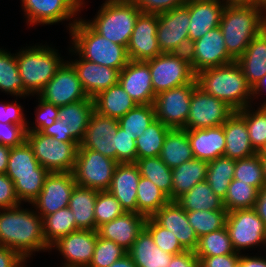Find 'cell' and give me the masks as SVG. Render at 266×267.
<instances>
[{"instance_id":"14","label":"cell","mask_w":266,"mask_h":267,"mask_svg":"<svg viewBox=\"0 0 266 267\" xmlns=\"http://www.w3.org/2000/svg\"><path fill=\"white\" fill-rule=\"evenodd\" d=\"M235 112L226 102L196 87L192 93L189 116L184 130L205 129L223 125Z\"/></svg>"},{"instance_id":"12","label":"cell","mask_w":266,"mask_h":267,"mask_svg":"<svg viewBox=\"0 0 266 267\" xmlns=\"http://www.w3.org/2000/svg\"><path fill=\"white\" fill-rule=\"evenodd\" d=\"M226 228L238 253L253 246H266V225L254 208L229 211Z\"/></svg>"},{"instance_id":"9","label":"cell","mask_w":266,"mask_h":267,"mask_svg":"<svg viewBox=\"0 0 266 267\" xmlns=\"http://www.w3.org/2000/svg\"><path fill=\"white\" fill-rule=\"evenodd\" d=\"M145 62L150 68L155 95L195 79L188 53H162Z\"/></svg>"},{"instance_id":"39","label":"cell","mask_w":266,"mask_h":267,"mask_svg":"<svg viewBox=\"0 0 266 267\" xmlns=\"http://www.w3.org/2000/svg\"><path fill=\"white\" fill-rule=\"evenodd\" d=\"M79 230L69 207L43 217V231L46 244L50 247L59 238Z\"/></svg>"},{"instance_id":"5","label":"cell","mask_w":266,"mask_h":267,"mask_svg":"<svg viewBox=\"0 0 266 267\" xmlns=\"http://www.w3.org/2000/svg\"><path fill=\"white\" fill-rule=\"evenodd\" d=\"M49 173L37 161L26 140L19 146L11 147L5 174L13 181L21 203L24 201L31 204L34 201Z\"/></svg>"},{"instance_id":"51","label":"cell","mask_w":266,"mask_h":267,"mask_svg":"<svg viewBox=\"0 0 266 267\" xmlns=\"http://www.w3.org/2000/svg\"><path fill=\"white\" fill-rule=\"evenodd\" d=\"M126 254L125 249L111 240L100 237L97 232V242L88 267H109Z\"/></svg>"},{"instance_id":"32","label":"cell","mask_w":266,"mask_h":267,"mask_svg":"<svg viewBox=\"0 0 266 267\" xmlns=\"http://www.w3.org/2000/svg\"><path fill=\"white\" fill-rule=\"evenodd\" d=\"M94 111L93 99H84L59 107L58 119L66 128V135L78 144L84 137L91 114Z\"/></svg>"},{"instance_id":"3","label":"cell","mask_w":266,"mask_h":267,"mask_svg":"<svg viewBox=\"0 0 266 267\" xmlns=\"http://www.w3.org/2000/svg\"><path fill=\"white\" fill-rule=\"evenodd\" d=\"M265 14L256 4L225 6L219 26L227 52L235 61L245 52L252 39L266 27Z\"/></svg>"},{"instance_id":"67","label":"cell","mask_w":266,"mask_h":267,"mask_svg":"<svg viewBox=\"0 0 266 267\" xmlns=\"http://www.w3.org/2000/svg\"><path fill=\"white\" fill-rule=\"evenodd\" d=\"M266 91V74L262 79L258 81V83L252 88L253 98L256 97L260 92ZM260 107H266V101L263 104H260Z\"/></svg>"},{"instance_id":"20","label":"cell","mask_w":266,"mask_h":267,"mask_svg":"<svg viewBox=\"0 0 266 267\" xmlns=\"http://www.w3.org/2000/svg\"><path fill=\"white\" fill-rule=\"evenodd\" d=\"M29 25L55 24L71 19L85 2L82 0H21ZM71 17V18H70Z\"/></svg>"},{"instance_id":"60","label":"cell","mask_w":266,"mask_h":267,"mask_svg":"<svg viewBox=\"0 0 266 267\" xmlns=\"http://www.w3.org/2000/svg\"><path fill=\"white\" fill-rule=\"evenodd\" d=\"M26 261L15 250L0 246V267H23Z\"/></svg>"},{"instance_id":"7","label":"cell","mask_w":266,"mask_h":267,"mask_svg":"<svg viewBox=\"0 0 266 267\" xmlns=\"http://www.w3.org/2000/svg\"><path fill=\"white\" fill-rule=\"evenodd\" d=\"M140 13L130 0H106L95 18L85 22L102 37L127 48Z\"/></svg>"},{"instance_id":"47","label":"cell","mask_w":266,"mask_h":267,"mask_svg":"<svg viewBox=\"0 0 266 267\" xmlns=\"http://www.w3.org/2000/svg\"><path fill=\"white\" fill-rule=\"evenodd\" d=\"M244 120L254 150L258 153L266 143V107L251 110V105L236 111Z\"/></svg>"},{"instance_id":"29","label":"cell","mask_w":266,"mask_h":267,"mask_svg":"<svg viewBox=\"0 0 266 267\" xmlns=\"http://www.w3.org/2000/svg\"><path fill=\"white\" fill-rule=\"evenodd\" d=\"M223 129L225 157L239 160L257 153L252 147L245 120L236 111L223 124Z\"/></svg>"},{"instance_id":"54","label":"cell","mask_w":266,"mask_h":267,"mask_svg":"<svg viewBox=\"0 0 266 267\" xmlns=\"http://www.w3.org/2000/svg\"><path fill=\"white\" fill-rule=\"evenodd\" d=\"M38 99L40 101H38L39 104L36 107V109L38 108L35 116L36 126L29 127V124H27L26 132H41L44 128L54 124L58 119L59 107L42 100L40 97Z\"/></svg>"},{"instance_id":"22","label":"cell","mask_w":266,"mask_h":267,"mask_svg":"<svg viewBox=\"0 0 266 267\" xmlns=\"http://www.w3.org/2000/svg\"><path fill=\"white\" fill-rule=\"evenodd\" d=\"M159 226L170 230L185 250L195 251L199 238L190 225L185 211L176 201H169L152 217Z\"/></svg>"},{"instance_id":"52","label":"cell","mask_w":266,"mask_h":267,"mask_svg":"<svg viewBox=\"0 0 266 267\" xmlns=\"http://www.w3.org/2000/svg\"><path fill=\"white\" fill-rule=\"evenodd\" d=\"M144 228L151 234L155 244L163 251L172 255L185 251L177 237L170 233V230L159 226L151 217L146 218Z\"/></svg>"},{"instance_id":"61","label":"cell","mask_w":266,"mask_h":267,"mask_svg":"<svg viewBox=\"0 0 266 267\" xmlns=\"http://www.w3.org/2000/svg\"><path fill=\"white\" fill-rule=\"evenodd\" d=\"M168 267H200L199 258L194 251L185 250L182 253L175 254Z\"/></svg>"},{"instance_id":"6","label":"cell","mask_w":266,"mask_h":267,"mask_svg":"<svg viewBox=\"0 0 266 267\" xmlns=\"http://www.w3.org/2000/svg\"><path fill=\"white\" fill-rule=\"evenodd\" d=\"M58 50L49 46H30L16 54L19 74L23 81V92L39 94L62 66L63 59Z\"/></svg>"},{"instance_id":"13","label":"cell","mask_w":266,"mask_h":267,"mask_svg":"<svg viewBox=\"0 0 266 267\" xmlns=\"http://www.w3.org/2000/svg\"><path fill=\"white\" fill-rule=\"evenodd\" d=\"M196 87L194 79L184 86L157 94L153 102L156 119L171 129H183L189 116L192 93Z\"/></svg>"},{"instance_id":"44","label":"cell","mask_w":266,"mask_h":267,"mask_svg":"<svg viewBox=\"0 0 266 267\" xmlns=\"http://www.w3.org/2000/svg\"><path fill=\"white\" fill-rule=\"evenodd\" d=\"M194 252L197 257H212L234 254L236 251L233 248L228 230L225 226L217 231L201 236Z\"/></svg>"},{"instance_id":"46","label":"cell","mask_w":266,"mask_h":267,"mask_svg":"<svg viewBox=\"0 0 266 267\" xmlns=\"http://www.w3.org/2000/svg\"><path fill=\"white\" fill-rule=\"evenodd\" d=\"M259 190L240 180L233 179L223 200L225 209L229 211L254 208Z\"/></svg>"},{"instance_id":"38","label":"cell","mask_w":266,"mask_h":267,"mask_svg":"<svg viewBox=\"0 0 266 267\" xmlns=\"http://www.w3.org/2000/svg\"><path fill=\"white\" fill-rule=\"evenodd\" d=\"M236 160L225 156L208 162L206 181L213 192L222 200L225 199L228 187L234 177Z\"/></svg>"},{"instance_id":"71","label":"cell","mask_w":266,"mask_h":267,"mask_svg":"<svg viewBox=\"0 0 266 267\" xmlns=\"http://www.w3.org/2000/svg\"><path fill=\"white\" fill-rule=\"evenodd\" d=\"M259 156H266V143L265 145L261 148V150L258 152Z\"/></svg>"},{"instance_id":"50","label":"cell","mask_w":266,"mask_h":267,"mask_svg":"<svg viewBox=\"0 0 266 267\" xmlns=\"http://www.w3.org/2000/svg\"><path fill=\"white\" fill-rule=\"evenodd\" d=\"M125 210L109 191H98L94 208L96 231L103 224L123 215Z\"/></svg>"},{"instance_id":"25","label":"cell","mask_w":266,"mask_h":267,"mask_svg":"<svg viewBox=\"0 0 266 267\" xmlns=\"http://www.w3.org/2000/svg\"><path fill=\"white\" fill-rule=\"evenodd\" d=\"M79 60L70 61L75 68L83 90L89 98L96 97L100 92L118 83L119 70L98 65L83 59L79 54Z\"/></svg>"},{"instance_id":"43","label":"cell","mask_w":266,"mask_h":267,"mask_svg":"<svg viewBox=\"0 0 266 267\" xmlns=\"http://www.w3.org/2000/svg\"><path fill=\"white\" fill-rule=\"evenodd\" d=\"M0 90L19 98L27 96L23 92L16 54L12 55L3 49H0Z\"/></svg>"},{"instance_id":"40","label":"cell","mask_w":266,"mask_h":267,"mask_svg":"<svg viewBox=\"0 0 266 267\" xmlns=\"http://www.w3.org/2000/svg\"><path fill=\"white\" fill-rule=\"evenodd\" d=\"M140 175L151 180L160 188L171 201L172 169L169 168L159 156L136 160Z\"/></svg>"},{"instance_id":"37","label":"cell","mask_w":266,"mask_h":267,"mask_svg":"<svg viewBox=\"0 0 266 267\" xmlns=\"http://www.w3.org/2000/svg\"><path fill=\"white\" fill-rule=\"evenodd\" d=\"M185 211L226 210L223 200L218 197L207 181L197 183L188 192L175 200Z\"/></svg>"},{"instance_id":"18","label":"cell","mask_w":266,"mask_h":267,"mask_svg":"<svg viewBox=\"0 0 266 267\" xmlns=\"http://www.w3.org/2000/svg\"><path fill=\"white\" fill-rule=\"evenodd\" d=\"M158 14L140 13L127 45L129 60L148 61L162 54L158 40Z\"/></svg>"},{"instance_id":"55","label":"cell","mask_w":266,"mask_h":267,"mask_svg":"<svg viewBox=\"0 0 266 267\" xmlns=\"http://www.w3.org/2000/svg\"><path fill=\"white\" fill-rule=\"evenodd\" d=\"M141 13L160 14L185 5L188 0H130Z\"/></svg>"},{"instance_id":"63","label":"cell","mask_w":266,"mask_h":267,"mask_svg":"<svg viewBox=\"0 0 266 267\" xmlns=\"http://www.w3.org/2000/svg\"><path fill=\"white\" fill-rule=\"evenodd\" d=\"M254 209L266 225V184L259 190Z\"/></svg>"},{"instance_id":"48","label":"cell","mask_w":266,"mask_h":267,"mask_svg":"<svg viewBox=\"0 0 266 267\" xmlns=\"http://www.w3.org/2000/svg\"><path fill=\"white\" fill-rule=\"evenodd\" d=\"M227 214V210L187 211L188 221L198 238L224 228L226 226Z\"/></svg>"},{"instance_id":"11","label":"cell","mask_w":266,"mask_h":267,"mask_svg":"<svg viewBox=\"0 0 266 267\" xmlns=\"http://www.w3.org/2000/svg\"><path fill=\"white\" fill-rule=\"evenodd\" d=\"M190 15L183 5L158 14L157 40L162 53H188Z\"/></svg>"},{"instance_id":"34","label":"cell","mask_w":266,"mask_h":267,"mask_svg":"<svg viewBox=\"0 0 266 267\" xmlns=\"http://www.w3.org/2000/svg\"><path fill=\"white\" fill-rule=\"evenodd\" d=\"M93 101L96 112L115 119L121 118L137 105L119 82L100 92Z\"/></svg>"},{"instance_id":"10","label":"cell","mask_w":266,"mask_h":267,"mask_svg":"<svg viewBox=\"0 0 266 267\" xmlns=\"http://www.w3.org/2000/svg\"><path fill=\"white\" fill-rule=\"evenodd\" d=\"M117 161L90 149H78L73 175L78 186L108 191Z\"/></svg>"},{"instance_id":"19","label":"cell","mask_w":266,"mask_h":267,"mask_svg":"<svg viewBox=\"0 0 266 267\" xmlns=\"http://www.w3.org/2000/svg\"><path fill=\"white\" fill-rule=\"evenodd\" d=\"M118 128V119L101 115L94 110L78 149H90L116 161Z\"/></svg>"},{"instance_id":"64","label":"cell","mask_w":266,"mask_h":267,"mask_svg":"<svg viewBox=\"0 0 266 267\" xmlns=\"http://www.w3.org/2000/svg\"><path fill=\"white\" fill-rule=\"evenodd\" d=\"M239 265L241 267H266V258L261 256H248V255H240Z\"/></svg>"},{"instance_id":"26","label":"cell","mask_w":266,"mask_h":267,"mask_svg":"<svg viewBox=\"0 0 266 267\" xmlns=\"http://www.w3.org/2000/svg\"><path fill=\"white\" fill-rule=\"evenodd\" d=\"M141 175L135 163H118L108 191L120 202L125 212L138 213L137 187Z\"/></svg>"},{"instance_id":"4","label":"cell","mask_w":266,"mask_h":267,"mask_svg":"<svg viewBox=\"0 0 266 267\" xmlns=\"http://www.w3.org/2000/svg\"><path fill=\"white\" fill-rule=\"evenodd\" d=\"M72 38L71 52L98 65L108 66L122 71L129 58L124 46L113 43L96 33L83 19L69 24Z\"/></svg>"},{"instance_id":"69","label":"cell","mask_w":266,"mask_h":267,"mask_svg":"<svg viewBox=\"0 0 266 267\" xmlns=\"http://www.w3.org/2000/svg\"><path fill=\"white\" fill-rule=\"evenodd\" d=\"M260 161L262 164L264 181L266 183V156H260Z\"/></svg>"},{"instance_id":"28","label":"cell","mask_w":266,"mask_h":267,"mask_svg":"<svg viewBox=\"0 0 266 267\" xmlns=\"http://www.w3.org/2000/svg\"><path fill=\"white\" fill-rule=\"evenodd\" d=\"M187 134L194 158L210 162L224 156L225 134L223 125L188 130Z\"/></svg>"},{"instance_id":"30","label":"cell","mask_w":266,"mask_h":267,"mask_svg":"<svg viewBox=\"0 0 266 267\" xmlns=\"http://www.w3.org/2000/svg\"><path fill=\"white\" fill-rule=\"evenodd\" d=\"M236 62L253 88L266 74V27L252 39Z\"/></svg>"},{"instance_id":"49","label":"cell","mask_w":266,"mask_h":267,"mask_svg":"<svg viewBox=\"0 0 266 267\" xmlns=\"http://www.w3.org/2000/svg\"><path fill=\"white\" fill-rule=\"evenodd\" d=\"M233 179L240 180L260 190L266 183L259 154L256 153L248 158L236 160Z\"/></svg>"},{"instance_id":"35","label":"cell","mask_w":266,"mask_h":267,"mask_svg":"<svg viewBox=\"0 0 266 267\" xmlns=\"http://www.w3.org/2000/svg\"><path fill=\"white\" fill-rule=\"evenodd\" d=\"M97 190L76 185L69 201L76 226L81 230L96 231L94 208Z\"/></svg>"},{"instance_id":"24","label":"cell","mask_w":266,"mask_h":267,"mask_svg":"<svg viewBox=\"0 0 266 267\" xmlns=\"http://www.w3.org/2000/svg\"><path fill=\"white\" fill-rule=\"evenodd\" d=\"M189 9V43L203 37L211 29L220 25L221 16L226 6L220 0H188Z\"/></svg>"},{"instance_id":"57","label":"cell","mask_w":266,"mask_h":267,"mask_svg":"<svg viewBox=\"0 0 266 267\" xmlns=\"http://www.w3.org/2000/svg\"><path fill=\"white\" fill-rule=\"evenodd\" d=\"M22 107L15 100L13 103L0 104V122L22 126L25 130L28 122L22 112Z\"/></svg>"},{"instance_id":"65","label":"cell","mask_w":266,"mask_h":267,"mask_svg":"<svg viewBox=\"0 0 266 267\" xmlns=\"http://www.w3.org/2000/svg\"><path fill=\"white\" fill-rule=\"evenodd\" d=\"M11 147L0 144V174L6 173Z\"/></svg>"},{"instance_id":"66","label":"cell","mask_w":266,"mask_h":267,"mask_svg":"<svg viewBox=\"0 0 266 267\" xmlns=\"http://www.w3.org/2000/svg\"><path fill=\"white\" fill-rule=\"evenodd\" d=\"M109 267H137V266L134 264L131 256L127 253Z\"/></svg>"},{"instance_id":"58","label":"cell","mask_w":266,"mask_h":267,"mask_svg":"<svg viewBox=\"0 0 266 267\" xmlns=\"http://www.w3.org/2000/svg\"><path fill=\"white\" fill-rule=\"evenodd\" d=\"M21 205L13 181L5 174H0V209Z\"/></svg>"},{"instance_id":"17","label":"cell","mask_w":266,"mask_h":267,"mask_svg":"<svg viewBox=\"0 0 266 267\" xmlns=\"http://www.w3.org/2000/svg\"><path fill=\"white\" fill-rule=\"evenodd\" d=\"M77 183L72 172L49 173L40 194L31 203L43 218L69 206Z\"/></svg>"},{"instance_id":"36","label":"cell","mask_w":266,"mask_h":267,"mask_svg":"<svg viewBox=\"0 0 266 267\" xmlns=\"http://www.w3.org/2000/svg\"><path fill=\"white\" fill-rule=\"evenodd\" d=\"M159 157L171 169L193 159L187 130L171 129L165 137Z\"/></svg>"},{"instance_id":"68","label":"cell","mask_w":266,"mask_h":267,"mask_svg":"<svg viewBox=\"0 0 266 267\" xmlns=\"http://www.w3.org/2000/svg\"><path fill=\"white\" fill-rule=\"evenodd\" d=\"M222 2L225 3L226 5H229V4H256L257 0H222Z\"/></svg>"},{"instance_id":"15","label":"cell","mask_w":266,"mask_h":267,"mask_svg":"<svg viewBox=\"0 0 266 267\" xmlns=\"http://www.w3.org/2000/svg\"><path fill=\"white\" fill-rule=\"evenodd\" d=\"M42 100L61 107L84 99H92L87 96L77 72L69 61H64L57 70L55 76L45 85L37 95Z\"/></svg>"},{"instance_id":"70","label":"cell","mask_w":266,"mask_h":267,"mask_svg":"<svg viewBox=\"0 0 266 267\" xmlns=\"http://www.w3.org/2000/svg\"><path fill=\"white\" fill-rule=\"evenodd\" d=\"M256 5L266 13V0H257Z\"/></svg>"},{"instance_id":"8","label":"cell","mask_w":266,"mask_h":267,"mask_svg":"<svg viewBox=\"0 0 266 267\" xmlns=\"http://www.w3.org/2000/svg\"><path fill=\"white\" fill-rule=\"evenodd\" d=\"M26 141L37 161L50 173L73 172L79 148L77 142L58 141L38 131L26 132Z\"/></svg>"},{"instance_id":"56","label":"cell","mask_w":266,"mask_h":267,"mask_svg":"<svg viewBox=\"0 0 266 267\" xmlns=\"http://www.w3.org/2000/svg\"><path fill=\"white\" fill-rule=\"evenodd\" d=\"M25 140L26 130L22 126L0 122V144L15 147Z\"/></svg>"},{"instance_id":"45","label":"cell","mask_w":266,"mask_h":267,"mask_svg":"<svg viewBox=\"0 0 266 267\" xmlns=\"http://www.w3.org/2000/svg\"><path fill=\"white\" fill-rule=\"evenodd\" d=\"M156 119L153 104L136 105L118 119L119 126L127 133L138 138Z\"/></svg>"},{"instance_id":"16","label":"cell","mask_w":266,"mask_h":267,"mask_svg":"<svg viewBox=\"0 0 266 267\" xmlns=\"http://www.w3.org/2000/svg\"><path fill=\"white\" fill-rule=\"evenodd\" d=\"M188 56L193 72L226 65L235 60L228 54L220 26L191 43Z\"/></svg>"},{"instance_id":"59","label":"cell","mask_w":266,"mask_h":267,"mask_svg":"<svg viewBox=\"0 0 266 267\" xmlns=\"http://www.w3.org/2000/svg\"><path fill=\"white\" fill-rule=\"evenodd\" d=\"M240 254L218 255L212 257H198L200 267H235L239 264Z\"/></svg>"},{"instance_id":"1","label":"cell","mask_w":266,"mask_h":267,"mask_svg":"<svg viewBox=\"0 0 266 267\" xmlns=\"http://www.w3.org/2000/svg\"><path fill=\"white\" fill-rule=\"evenodd\" d=\"M0 246L15 250L25 260L33 252L50 250L44 239L43 218L21 205L0 209Z\"/></svg>"},{"instance_id":"42","label":"cell","mask_w":266,"mask_h":267,"mask_svg":"<svg viewBox=\"0 0 266 267\" xmlns=\"http://www.w3.org/2000/svg\"><path fill=\"white\" fill-rule=\"evenodd\" d=\"M170 130L171 128L155 119L136 139L137 160L159 156L165 137Z\"/></svg>"},{"instance_id":"21","label":"cell","mask_w":266,"mask_h":267,"mask_svg":"<svg viewBox=\"0 0 266 267\" xmlns=\"http://www.w3.org/2000/svg\"><path fill=\"white\" fill-rule=\"evenodd\" d=\"M97 242V231L76 230L50 246L65 258L62 267H88Z\"/></svg>"},{"instance_id":"2","label":"cell","mask_w":266,"mask_h":267,"mask_svg":"<svg viewBox=\"0 0 266 267\" xmlns=\"http://www.w3.org/2000/svg\"><path fill=\"white\" fill-rule=\"evenodd\" d=\"M195 79L203 92L226 102L235 111L251 105L252 87L236 61L201 70Z\"/></svg>"},{"instance_id":"23","label":"cell","mask_w":266,"mask_h":267,"mask_svg":"<svg viewBox=\"0 0 266 267\" xmlns=\"http://www.w3.org/2000/svg\"><path fill=\"white\" fill-rule=\"evenodd\" d=\"M118 82L137 105L153 104L156 95L152 87L150 68L145 61L129 60L119 72Z\"/></svg>"},{"instance_id":"31","label":"cell","mask_w":266,"mask_h":267,"mask_svg":"<svg viewBox=\"0 0 266 267\" xmlns=\"http://www.w3.org/2000/svg\"><path fill=\"white\" fill-rule=\"evenodd\" d=\"M127 253L137 267H168L174 256L159 248L145 228Z\"/></svg>"},{"instance_id":"33","label":"cell","mask_w":266,"mask_h":267,"mask_svg":"<svg viewBox=\"0 0 266 267\" xmlns=\"http://www.w3.org/2000/svg\"><path fill=\"white\" fill-rule=\"evenodd\" d=\"M207 170L208 162L196 158L172 168L171 201H175L197 183L205 181Z\"/></svg>"},{"instance_id":"53","label":"cell","mask_w":266,"mask_h":267,"mask_svg":"<svg viewBox=\"0 0 266 267\" xmlns=\"http://www.w3.org/2000/svg\"><path fill=\"white\" fill-rule=\"evenodd\" d=\"M116 136V161L118 163H135L137 160L136 136L125 132L120 126Z\"/></svg>"},{"instance_id":"62","label":"cell","mask_w":266,"mask_h":267,"mask_svg":"<svg viewBox=\"0 0 266 267\" xmlns=\"http://www.w3.org/2000/svg\"><path fill=\"white\" fill-rule=\"evenodd\" d=\"M40 133L45 136L52 137L58 141L75 142L70 135H66V128L60 119H57L51 126L44 128Z\"/></svg>"},{"instance_id":"27","label":"cell","mask_w":266,"mask_h":267,"mask_svg":"<svg viewBox=\"0 0 266 267\" xmlns=\"http://www.w3.org/2000/svg\"><path fill=\"white\" fill-rule=\"evenodd\" d=\"M145 221L146 217L139 213L125 212L100 226L97 232L100 237L115 242L128 252L138 234L144 229Z\"/></svg>"},{"instance_id":"41","label":"cell","mask_w":266,"mask_h":267,"mask_svg":"<svg viewBox=\"0 0 266 267\" xmlns=\"http://www.w3.org/2000/svg\"><path fill=\"white\" fill-rule=\"evenodd\" d=\"M168 196L151 180L140 177L137 187L138 213L146 218L152 217L169 202Z\"/></svg>"}]
</instances>
